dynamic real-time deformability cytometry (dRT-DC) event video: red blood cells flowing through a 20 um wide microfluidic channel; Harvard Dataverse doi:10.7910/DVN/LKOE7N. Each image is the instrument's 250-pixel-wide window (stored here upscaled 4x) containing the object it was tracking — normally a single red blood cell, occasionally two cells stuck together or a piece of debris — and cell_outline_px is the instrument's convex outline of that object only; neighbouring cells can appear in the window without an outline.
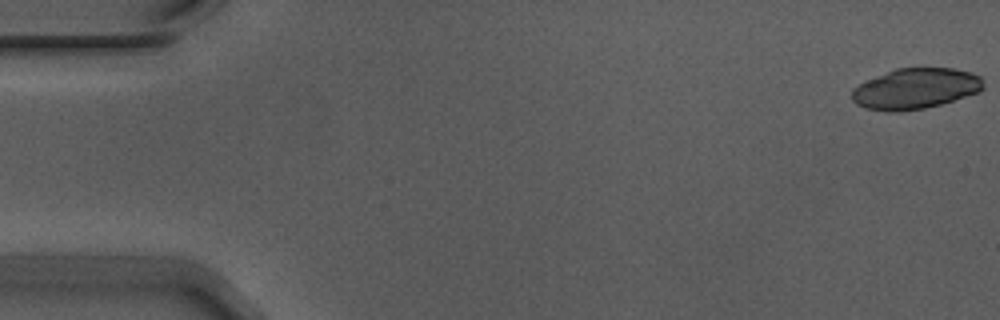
{"species": "Egyptian fruit bat (a non-hibernating species)", "species_latin": "Rousettus aegyptiacus", "temperature_condition": "warm", "stored_images_in_passage": 55, "camera_frame_rate_fps": 3000, "um_per_image_px": 0.085, "animal": {"sex": "male"}, "frame": {"image": 1, "passage_image": 1, "time_ms": 0.0, "image_size_px": [1000, 320], "cell_outline_px": [[984, 88], [980, 92], [940, 104], [924, 108], [900, 112], [888, 112], [864, 108], [856, 104], [852, 100], [852, 88], [868, 80], [896, 68], [952, 68], [972, 72], [980, 76], [984, 84]], "centroid_in_image_um": [77.82, 7.54], "position_along_channel_um": 7.2, "area_um2": 31.21}}